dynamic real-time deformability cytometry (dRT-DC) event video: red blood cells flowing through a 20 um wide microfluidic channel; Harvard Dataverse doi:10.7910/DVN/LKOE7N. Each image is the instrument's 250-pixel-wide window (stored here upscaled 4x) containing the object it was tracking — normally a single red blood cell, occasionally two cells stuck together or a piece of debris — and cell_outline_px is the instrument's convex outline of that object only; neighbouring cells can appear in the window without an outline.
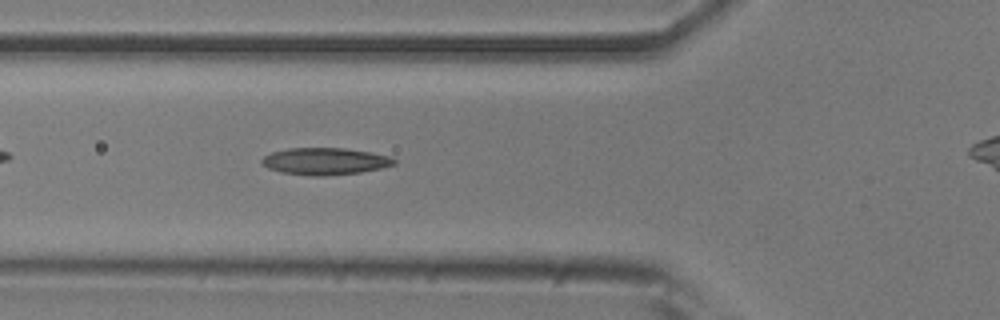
{"species": "common noctule bat (a hibernating species)", "species_latin": "Nyctalus noctula", "temperature_condition": "room temperature", "stored_images_in_passage": 35, "camera_frame_rate_fps": 3000, "um_per_image_px": 0.085, "animal": {"sex": "male", "body_mass_g": 20.5, "forearm_length_mm": 52.5}, "frame": {"image": 1, "passage_image": 7, "time_ms": 2.0, "image_size_px": [1000, 320], "cell_outline_px": [[396, 164], [380, 168], [360, 172], [324, 176], [312, 176], [280, 172], [268, 168], [260, 160], [264, 156], [272, 152], [288, 148], [344, 148], [368, 152], [388, 156], [396, 160]], "centroid_in_image_um": [27.6, 13.71], "position_along_channel_um": 98.2, "area_um2": 20.63}}
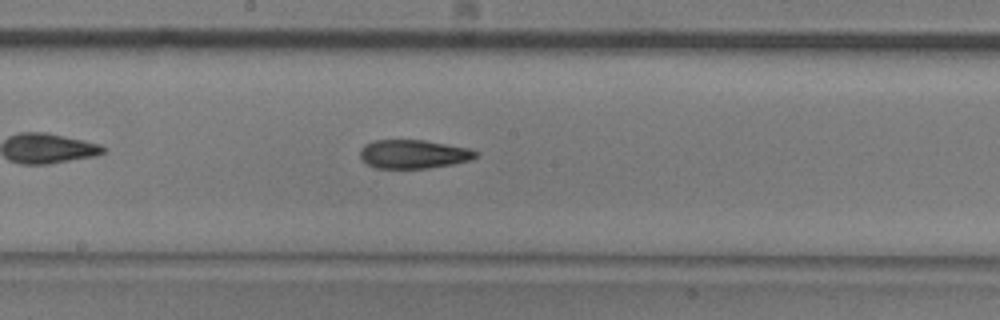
{"frame": {"image": 2, "passage_image": 16, "time_ms": 5.0, "image_size_px": [1000, 320], "cell_outline_px": [[480, 156], [472, 160], [452, 164], [428, 168], [376, 168], [368, 164], [360, 156], [360, 152], [364, 144], [372, 140], [424, 140], [468, 148], [480, 152]], "centroid_in_image_um": [35.19, 13.09], "position_along_channel_um": 213.0, "area_um2": 19.42}}
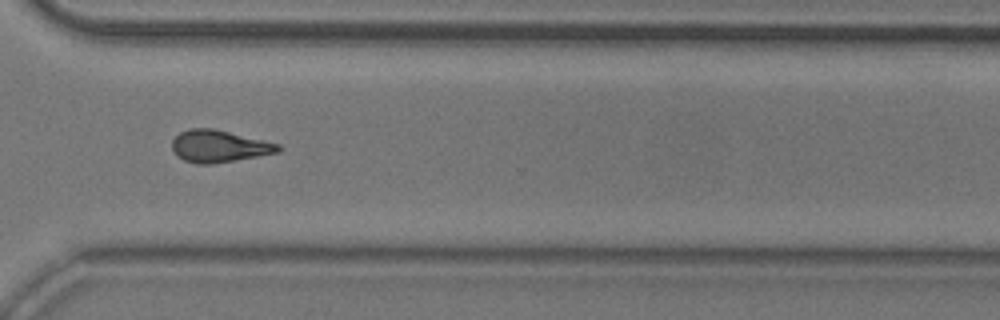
{"frame": {"image": 3, "passage_image": 27, "time_ms": 8.667, "image_size_px": [1000, 320], "cell_outline_px": [[284, 148], [280, 152], [212, 164], [196, 164], [184, 160], [172, 148], [172, 140], [180, 132], [188, 128], [212, 128], [280, 144]], "centroid_in_image_um": [18.64, 12.42], "position_along_channel_um": 352.0, "area_um2": 19.71}, "authors_computed_cell_mechanics": {"area_um2": 19.7098, "velocity_mm_per_s": 3.8036, "shape_relaxation_time_tau1_ms": null, "shape_relaxation_time_tau2_ms": 4.9417, "deformation_change_tau1": null, "deformation_change_tau2": 0.1464}}